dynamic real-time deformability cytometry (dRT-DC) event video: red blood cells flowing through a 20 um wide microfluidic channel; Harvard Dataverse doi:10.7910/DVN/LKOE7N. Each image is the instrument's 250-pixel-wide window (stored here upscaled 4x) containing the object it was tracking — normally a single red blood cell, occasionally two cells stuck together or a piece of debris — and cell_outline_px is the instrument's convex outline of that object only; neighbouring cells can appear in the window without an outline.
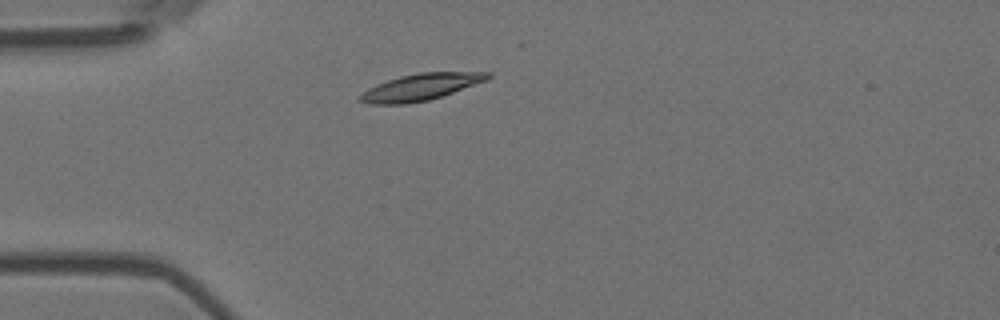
{"species": "Egyptian fruit bat (a non-hibernating species)", "species_latin": "Rousettus aegyptiacus", "temperature_condition": "room temperature", "stored_images_in_passage": 6, "camera_frame_rate_fps": 3000, "um_per_image_px": 0.085, "animal": {"sex": "female"}, "frame": {"image": 1, "passage_image": 3, "time_ms": 0.667, "image_size_px": [1000, 320], "cell_outline_px": [[492, 76], [488, 80], [428, 100], [404, 104], [368, 104], [360, 100], [356, 96], [368, 88], [376, 84], [400, 76], [420, 72], [492, 72]], "centroid_in_image_um": [35.73, 7.39], "position_along_channel_um": 49.3, "area_um2": 19.77}}
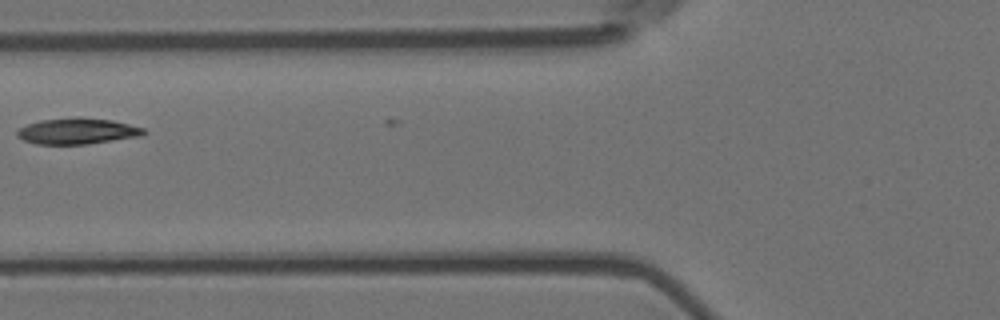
{"frame": {"image": 2, "passage_image": 5, "time_ms": 1.333, "image_size_px": [1000, 320], "cell_outline_px": [[148, 132], [144, 136], [88, 144], [36, 144], [24, 140], [16, 136], [16, 132], [20, 128], [28, 124], [40, 120], [76, 116], [80, 116], [112, 120], [144, 128]], "centroid_in_image_um": [6.61, 11.14], "position_along_channel_um": 119.2, "area_um2": 19.54}}